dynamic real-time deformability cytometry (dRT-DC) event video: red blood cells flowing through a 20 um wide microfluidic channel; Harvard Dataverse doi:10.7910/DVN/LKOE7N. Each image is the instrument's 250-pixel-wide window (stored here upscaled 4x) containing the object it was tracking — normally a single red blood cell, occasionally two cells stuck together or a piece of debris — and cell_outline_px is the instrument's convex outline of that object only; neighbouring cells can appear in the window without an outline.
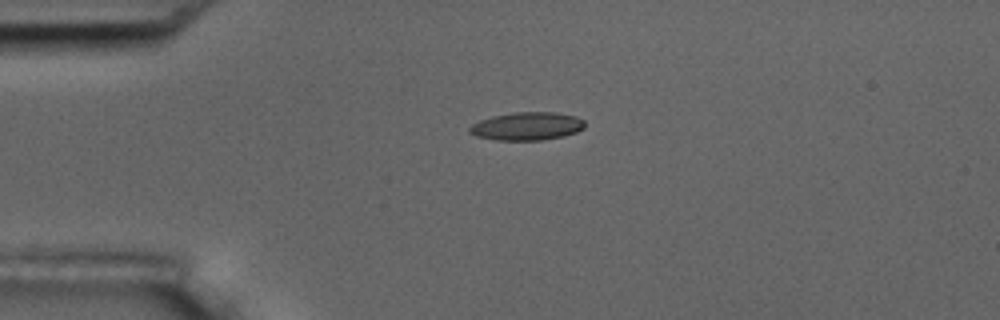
{"species": "common noctule bat (a hibernating species)", "species_latin": "Nyctalus noctula", "temperature_condition": "room temperature", "stored_images_in_passage": 2, "camera_frame_rate_fps": 3000, "um_per_image_px": 0.085, "animal": {"sex": "male", "body_mass_g": 17.5, "forearm_length_mm": 52.3}, "frame": {"image": 1, "passage_image": 1, "time_ms": 0.0, "image_size_px": [1000, 320], "cell_outline_px": [[584, 128], [576, 132], [564, 136], [540, 140], [496, 140], [476, 136], [468, 132], [468, 128], [472, 124], [480, 120], [492, 116], [516, 112], [556, 112], [576, 116], [584, 120]], "centroid_in_image_um": [44.79, 10.72], "position_along_channel_um": 40.2, "area_um2": 18.9}}